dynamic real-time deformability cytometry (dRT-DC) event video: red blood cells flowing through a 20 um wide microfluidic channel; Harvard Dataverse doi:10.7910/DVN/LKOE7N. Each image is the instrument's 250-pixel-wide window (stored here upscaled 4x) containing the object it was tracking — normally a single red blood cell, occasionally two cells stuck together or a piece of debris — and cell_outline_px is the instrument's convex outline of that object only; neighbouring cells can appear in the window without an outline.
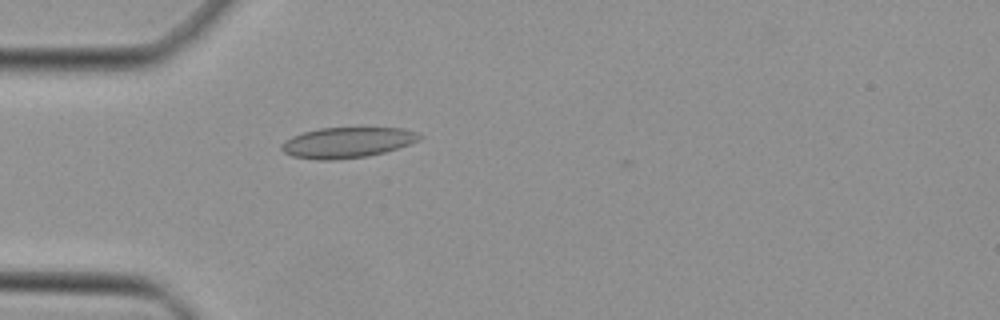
{"species": "Egyptian fruit bat (a non-hibernating species)", "species_latin": "Rousettus aegyptiacus", "temperature_condition": "cold", "stored_images_in_passage": 36, "camera_frame_rate_fps": 3000, "um_per_image_px": 0.085, "animal": {"sex": "female"}, "frame": {"image": 1, "passage_image": 3, "time_ms": 0.667, "image_size_px": [1000, 320], "cell_outline_px": [[424, 136], [420, 140], [384, 152], [368, 156], [332, 160], [316, 160], [292, 156], [284, 152], [280, 148], [280, 144], [284, 140], [292, 136], [304, 132], [320, 128], [404, 128], [416, 132]], "centroid_in_image_um": [29.49, 12.11], "position_along_channel_um": 55.5, "area_um2": 24.57}}
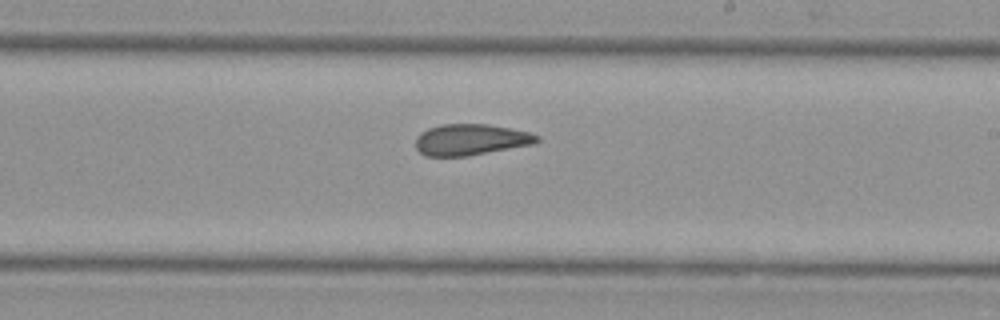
{"frame": {"image": 2, "passage_image": 17, "time_ms": 5.333, "image_size_px": [1000, 320], "cell_outline_px": [[540, 140], [532, 144], [468, 156], [424, 156], [416, 148], [416, 136], [420, 132], [428, 128], [440, 124], [488, 124], [528, 132], [540, 136]], "centroid_in_image_um": [39.97, 11.87], "position_along_channel_um": 249.0, "area_um2": 22.02}}
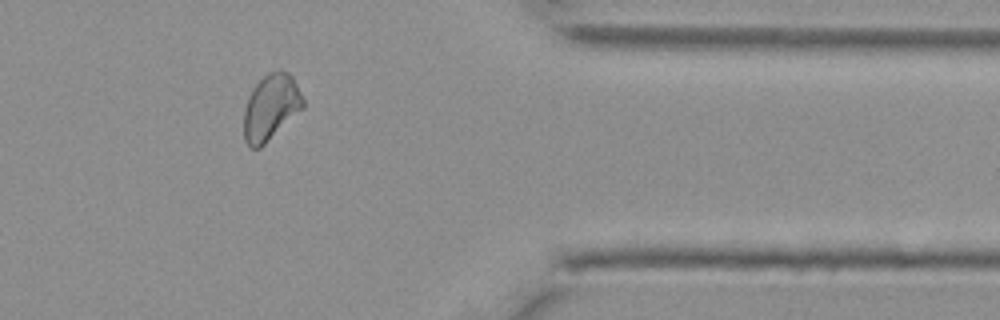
{"frame": {"image": 3, "passage_image": 28, "time_ms": 9.0, "image_size_px": [1000, 320], "cell_outline_px": [[304, 108], [260, 148], [252, 148], [244, 140], [244, 108], [248, 96], [252, 88], [268, 72], [280, 68], [288, 72], [292, 76], [304, 100]], "centroid_in_image_um": [23.02, 9.09], "position_along_channel_um": 388.4, "area_um2": 22.83}}